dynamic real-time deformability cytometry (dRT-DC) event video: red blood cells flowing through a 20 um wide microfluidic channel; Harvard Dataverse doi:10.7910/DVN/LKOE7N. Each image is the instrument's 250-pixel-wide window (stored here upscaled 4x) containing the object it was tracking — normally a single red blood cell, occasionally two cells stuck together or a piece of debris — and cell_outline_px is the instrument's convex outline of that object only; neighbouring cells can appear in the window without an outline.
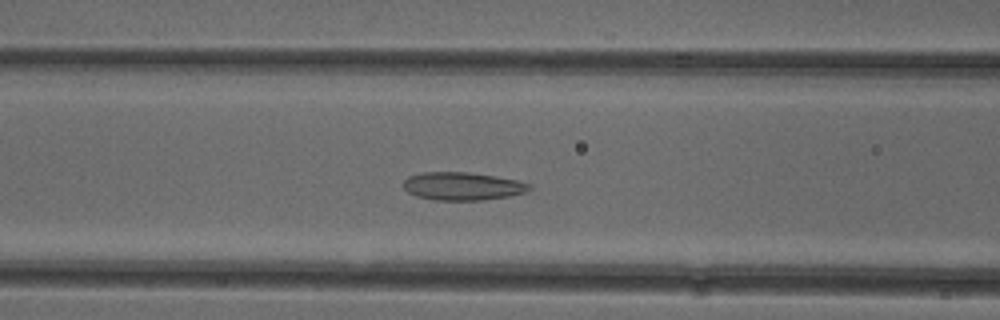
{"species": "common noctule bat (a hibernating species)", "species_latin": "Nyctalus noctula", "temperature_condition": "cold", "stored_images_in_passage": 39, "camera_frame_rate_fps": 3000, "um_per_image_px": 0.085, "animal": {"sex": "female"}, "frame": {"image": 1, "passage_image": 7, "time_ms": 2.0, "image_size_px": [1000, 320], "cell_outline_px": [[532, 188], [524, 192], [512, 196], [484, 200], [436, 200], [416, 196], [408, 192], [404, 188], [404, 180], [408, 176], [420, 172], [468, 172], [496, 176], [516, 180], [532, 184]], "centroid_in_image_um": [39.32, 15.82], "position_along_channel_um": 127.3, "area_um2": 20.69}}
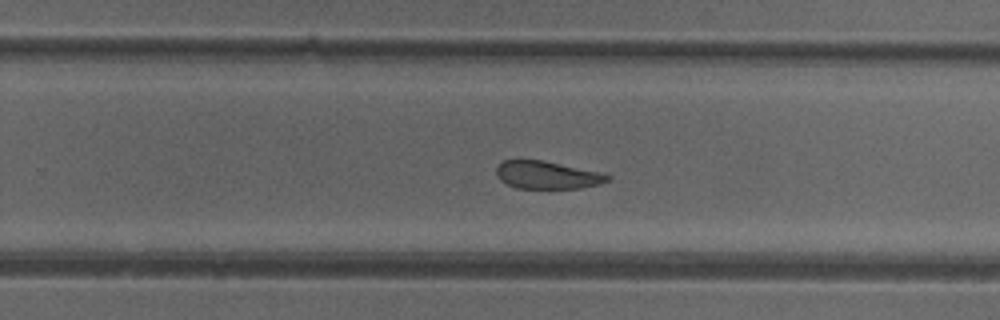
{"frame": {"image": 2, "passage_image": 19, "time_ms": 6.0, "image_size_px": [1000, 320], "cell_outline_px": [[612, 176], [608, 180], [600, 184], [580, 188], [516, 188], [500, 180], [496, 172], [496, 168], [504, 160], [544, 160], [600, 172]], "centroid_in_image_um": [46.52, 14.87], "position_along_channel_um": 283.3, "area_um2": 17.86}}
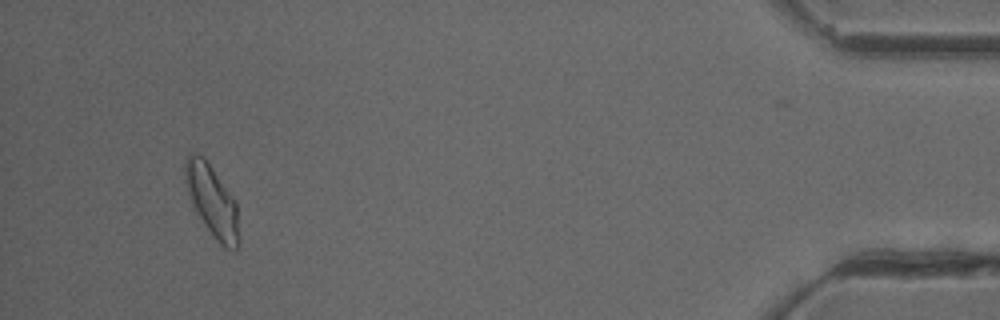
{"frame": {"image": 3, "passage_image": 35, "time_ms": 11.333, "image_size_px": [1000, 320], "cell_outline_px": [[240, 244], [236, 248], [224, 248], [212, 236], [196, 212], [188, 192], [184, 176], [184, 160], [188, 152], [196, 152], [204, 156], [236, 200], [240, 240]], "centroid_in_image_um": [18.03, 17.04], "position_along_channel_um": 417.2, "area_um2": 22.77}, "authors_computed_cell_mechanics": {"area_um2": 20.1144, "velocity_mm_per_s": 3.919, "shape_relaxation_time_tau1_ms": null, "shape_relaxation_time_tau2_ms": 3.1398, "deformation_change_tau1": null, "deformation_change_tau2": 0.1013}}